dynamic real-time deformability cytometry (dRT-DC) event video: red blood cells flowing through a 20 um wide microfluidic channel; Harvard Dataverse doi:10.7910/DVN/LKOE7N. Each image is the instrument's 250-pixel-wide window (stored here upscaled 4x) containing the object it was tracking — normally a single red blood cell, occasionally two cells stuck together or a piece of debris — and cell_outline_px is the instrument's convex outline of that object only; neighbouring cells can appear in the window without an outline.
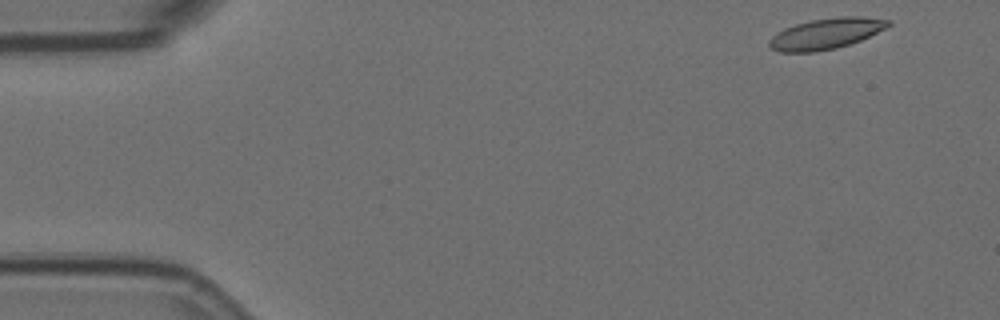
{"species": "Egyptian fruit bat (a non-hibernating species)", "species_latin": "Rousettus aegyptiacus", "temperature_condition": "room temperature", "stored_images_in_passage": 50, "camera_frame_rate_fps": 3000, "um_per_image_px": 0.085, "animal": {"sex": "female"}, "frame": {"image": 1, "passage_image": 1, "time_ms": 0.0, "image_size_px": [1000, 320], "cell_outline_px": [[892, 24], [860, 40], [836, 48], [816, 52], [780, 52], [772, 48], [768, 44], [768, 40], [772, 36], [784, 28], [796, 24], [812, 20], [840, 16], [860, 16], [892, 20]], "centroid_in_image_um": [70.19, 2.85], "position_along_channel_um": 14.8, "area_um2": 21.21}}
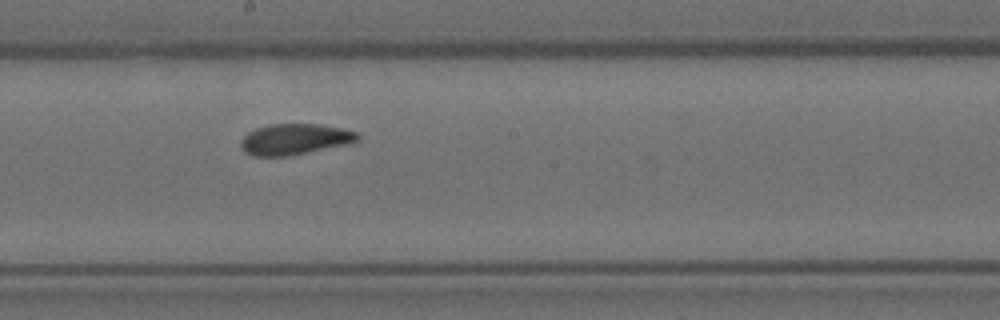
{"frame": {"image": 2, "passage_image": 28, "time_ms": 9.0, "image_size_px": [1000, 320], "cell_outline_px": [[360, 136], [356, 140], [348, 144], [288, 156], [252, 156], [244, 152], [240, 144], [240, 140], [248, 132], [256, 128], [268, 124], [320, 124], [340, 128], [356, 132]], "centroid_in_image_um": [25.0, 11.83], "position_along_channel_um": 223.2, "area_um2": 20.98}}
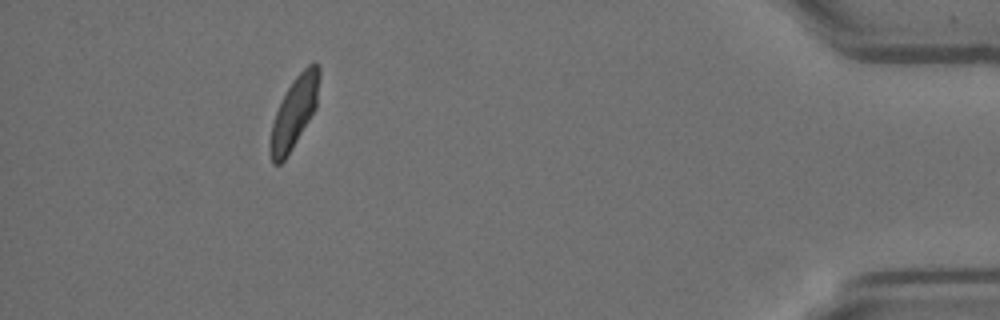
{"frame": {"image": 3, "passage_image": 49, "time_ms": 16.0, "image_size_px": [1000, 320], "cell_outline_px": [[320, 76], [316, 108], [292, 148], [284, 160], [280, 164], [272, 164], [268, 152], [268, 148], [272, 124], [276, 112], [292, 80], [308, 64], [320, 64]], "centroid_in_image_um": [25.0, 9.58], "position_along_channel_um": 410.2, "area_um2": 20.17}}